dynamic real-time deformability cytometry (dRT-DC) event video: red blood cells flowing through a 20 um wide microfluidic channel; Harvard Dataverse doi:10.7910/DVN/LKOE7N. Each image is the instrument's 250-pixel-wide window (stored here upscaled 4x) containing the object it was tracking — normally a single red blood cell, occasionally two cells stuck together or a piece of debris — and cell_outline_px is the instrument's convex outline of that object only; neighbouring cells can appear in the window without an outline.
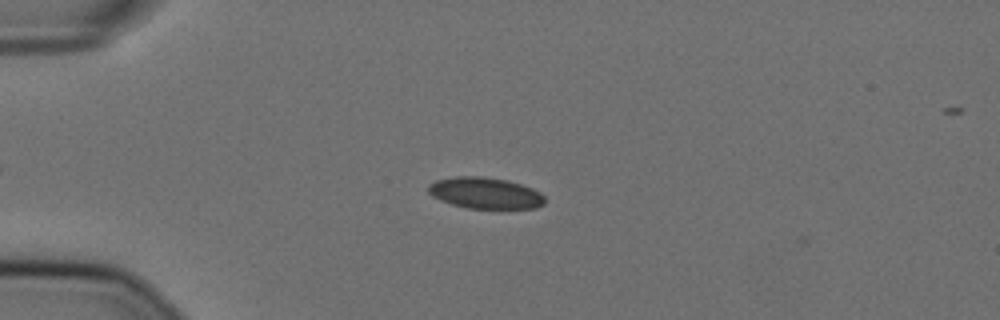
{"species": "Egyptian fruit bat (a non-hibernating species)", "species_latin": "Rousettus aegyptiacus", "temperature_condition": "cold", "stored_images_in_passage": 4, "camera_frame_rate_fps": 3000, "um_per_image_px": 0.085, "animal": {"sex": "female"}, "frame": {"image": 1, "passage_image": 1, "time_ms": 0.0, "image_size_px": [1000, 320], "cell_outline_px": [[544, 204], [536, 208], [468, 208], [452, 204], [440, 200], [432, 196], [428, 192], [428, 184], [436, 180], [456, 176], [480, 176], [508, 180], [532, 188], [540, 192], [544, 196]], "centroid_in_image_um": [41.23, 16.4], "position_along_channel_um": 43.8, "area_um2": 21.21}}